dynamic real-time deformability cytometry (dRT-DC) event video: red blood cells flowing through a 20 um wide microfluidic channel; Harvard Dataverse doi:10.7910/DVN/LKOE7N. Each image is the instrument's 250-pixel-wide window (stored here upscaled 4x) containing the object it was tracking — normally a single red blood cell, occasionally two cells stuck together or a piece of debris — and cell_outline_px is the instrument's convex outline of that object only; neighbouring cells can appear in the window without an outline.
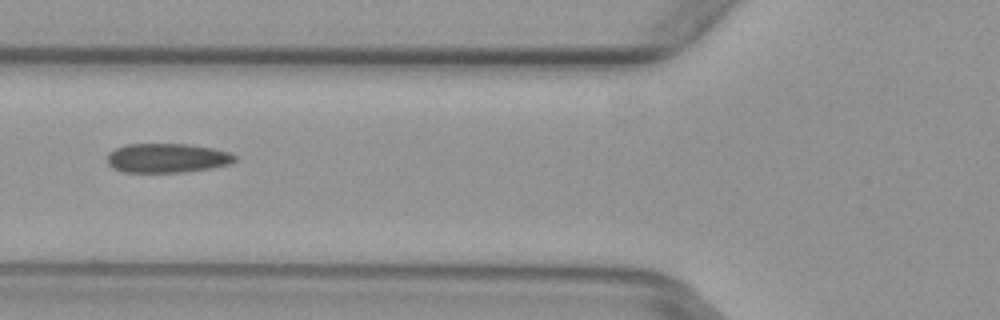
{"species": "common noctule bat (a hibernating species)", "species_latin": "Nyctalus noctula", "temperature_condition": "warm", "stored_images_in_passage": 4, "camera_frame_rate_fps": 3000, "um_per_image_px": 0.085, "animal": {"sex": "female", "body_mass_g": 29.2, "forearm_length_mm": 56.3}, "frame": {"image": 1, "passage_image": 4, "time_ms": 1.0, "image_size_px": [1000, 320], "cell_outline_px": [[236, 160], [232, 164], [212, 168], [184, 172], [124, 172], [112, 168], [108, 164], [108, 152], [124, 144], [188, 144], [212, 148], [228, 152], [236, 156]], "centroid_in_image_um": [14.21, 13.43], "position_along_channel_um": 111.6, "area_um2": 21.91}}